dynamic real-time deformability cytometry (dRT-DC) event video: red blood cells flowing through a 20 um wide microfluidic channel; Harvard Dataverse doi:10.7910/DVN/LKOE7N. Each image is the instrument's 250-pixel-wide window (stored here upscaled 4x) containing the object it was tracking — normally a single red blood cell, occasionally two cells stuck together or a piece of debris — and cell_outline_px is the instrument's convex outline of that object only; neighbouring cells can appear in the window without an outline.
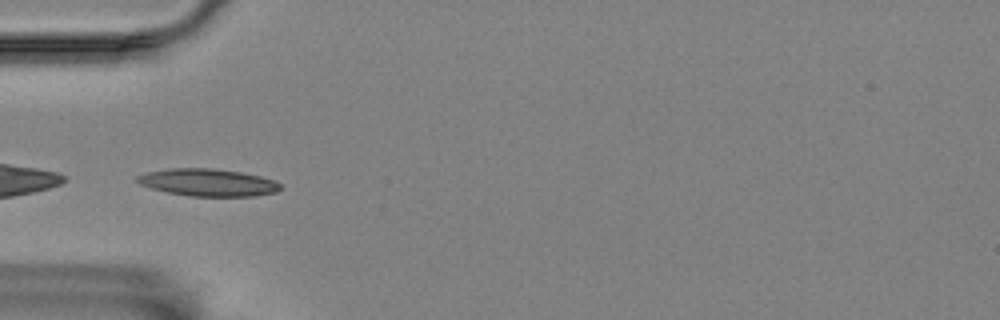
{"species": "Egyptian fruit bat (a non-hibernating species)", "species_latin": "Rousettus aegyptiacus", "temperature_condition": "room temperature", "stored_images_in_passage": 10, "camera_frame_rate_fps": 3000, "um_per_image_px": 0.085, "animal": {"sex": "female"}, "frame": {"image": 1, "passage_image": 4, "time_ms": 3.333, "image_size_px": [1000, 320], "cell_outline_px": [[284, 188], [276, 192], [256, 196], [188, 196], [168, 192], [152, 188], [140, 184], [136, 180], [136, 176], [148, 172], [168, 168], [212, 168], [240, 172], [260, 176], [276, 180]], "centroid_in_image_um": [17.72, 15.51], "position_along_channel_um": 67.3, "area_um2": 22.89}}
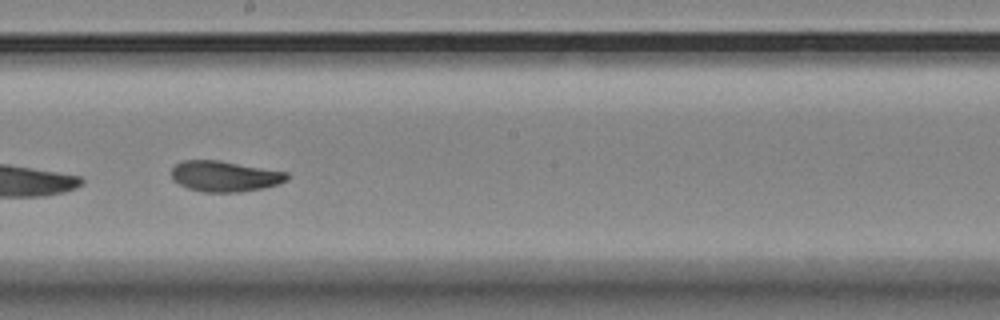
{"frame": {"image": 2, "passage_image": 8, "time_ms": 8.0, "image_size_px": [1000, 320], "cell_outline_px": [[288, 180], [264, 188], [240, 192], [204, 192], [188, 188], [172, 180], [172, 168], [176, 164], [184, 160], [220, 160], [288, 172]], "centroid_in_image_um": [19.11, 14.98], "position_along_channel_um": 229.1, "area_um2": 20.69}}
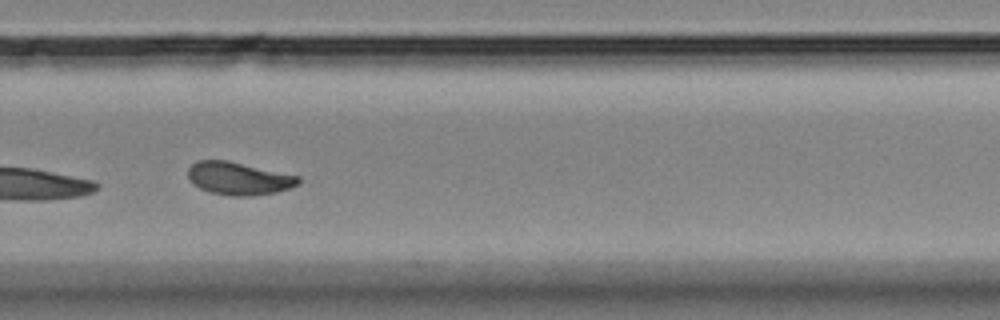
{"frame": {"image": 3, "passage_image": 10, "time_ms": 10.333, "image_size_px": [1000, 320], "cell_outline_px": [[300, 184], [276, 192], [252, 196], [232, 196], [212, 192], [200, 188], [192, 184], [188, 176], [188, 168], [196, 160], [228, 160], [300, 176]], "centroid_in_image_um": [20.29, 15.16], "position_along_channel_um": 309.5, "area_um2": 21.15}}